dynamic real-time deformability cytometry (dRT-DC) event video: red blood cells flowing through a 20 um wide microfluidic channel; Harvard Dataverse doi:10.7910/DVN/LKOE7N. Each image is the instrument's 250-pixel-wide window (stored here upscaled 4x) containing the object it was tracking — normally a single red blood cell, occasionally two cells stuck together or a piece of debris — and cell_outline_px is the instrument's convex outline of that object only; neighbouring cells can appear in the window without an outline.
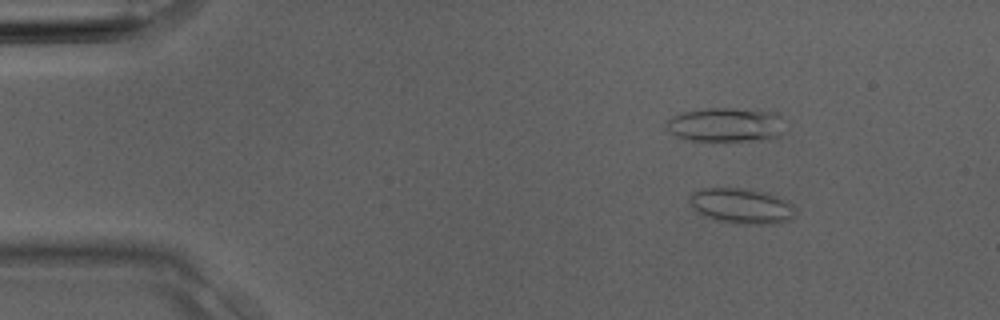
{"species": "Egyptian fruit bat (a non-hibernating species)", "species_latin": "Rousettus aegyptiacus", "temperature_condition": "room temperature", "stored_images_in_passage": 3, "camera_frame_rate_fps": 3000, "um_per_image_px": 0.085, "animal": {"sex": "male"}, "frame": {"image": 1, "passage_image": 2, "time_ms": 0.333, "image_size_px": [1000, 320], "cell_outline_px": [[792, 220], [776, 224], [736, 224], [704, 216], [692, 208], [688, 196], [692, 192], [700, 188], [740, 188], [768, 192], [788, 200], [792, 204]], "centroid_in_image_um": [63.01, 17.5], "position_along_channel_um": 22.0, "area_um2": 21.96}}